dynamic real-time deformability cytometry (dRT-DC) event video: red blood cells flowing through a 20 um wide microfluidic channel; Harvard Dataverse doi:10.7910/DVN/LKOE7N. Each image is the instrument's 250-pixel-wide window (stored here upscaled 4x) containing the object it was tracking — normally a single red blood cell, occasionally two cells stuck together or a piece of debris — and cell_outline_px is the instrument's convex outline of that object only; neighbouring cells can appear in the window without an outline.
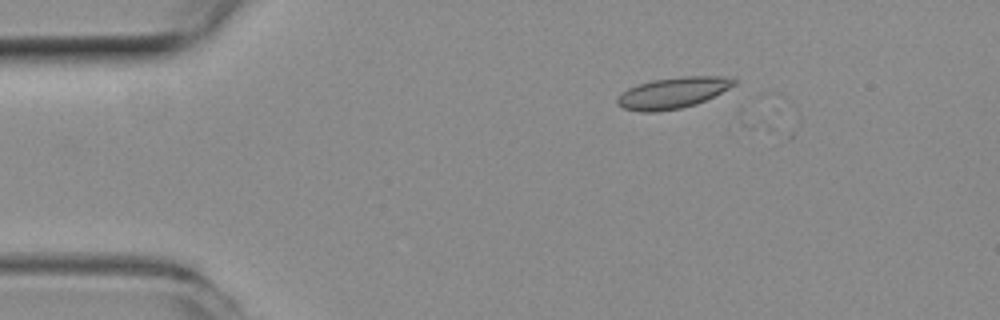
{"species": "common noctule bat (a hibernating species)", "species_latin": "Nyctalus noctula", "temperature_condition": "room temperature", "stored_images_in_passage": 4, "camera_frame_rate_fps": 3000, "um_per_image_px": 0.085, "animal": {"sex": "female", "body_mass_g": 19.3, "forearm_length_mm": 54.1}, "frame": {"image": 1, "passage_image": 2, "time_ms": 0.333, "image_size_px": [1000, 320], "cell_outline_px": [[736, 84], [696, 104], [680, 108], [656, 112], [640, 112], [624, 108], [616, 104], [616, 100], [620, 92], [636, 84], [652, 80], [680, 76], [724, 76], [736, 80]], "centroid_in_image_um": [57.12, 7.88], "position_along_channel_um": 27.9, "area_um2": 21.15}}